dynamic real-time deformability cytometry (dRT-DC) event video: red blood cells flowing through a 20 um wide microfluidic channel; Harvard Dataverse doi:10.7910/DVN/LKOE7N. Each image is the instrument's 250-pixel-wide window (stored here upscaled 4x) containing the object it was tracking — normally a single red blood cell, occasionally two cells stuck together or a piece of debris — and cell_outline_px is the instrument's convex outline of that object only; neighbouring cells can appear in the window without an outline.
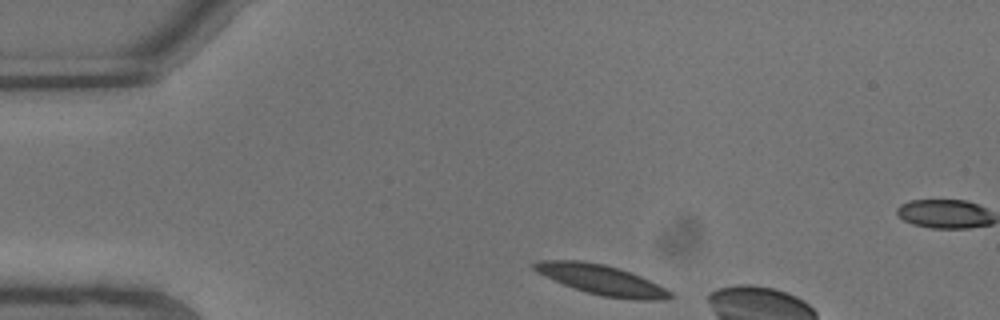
{"species": "common noctule bat (a hibernating species)", "species_latin": "Nyctalus noctula", "temperature_condition": "warm", "stored_images_in_passage": 3, "camera_frame_rate_fps": 3000, "um_per_image_px": 0.085, "animal": {"sex": "male", "body_mass_g": 13.3}, "frame": {"image": 1, "passage_image": 1, "time_ms": 0.0, "image_size_px": [1000, 320], "cell_outline_px": [[676, 296], [664, 300], [636, 300], [604, 296], [588, 292], [552, 280], [536, 272], [532, 268], [532, 264], [540, 260], [580, 260], [604, 264], [640, 276], [672, 292]], "centroid_in_image_um": [51.12, 23.78], "position_along_channel_um": 33.9, "area_um2": 23.41}}